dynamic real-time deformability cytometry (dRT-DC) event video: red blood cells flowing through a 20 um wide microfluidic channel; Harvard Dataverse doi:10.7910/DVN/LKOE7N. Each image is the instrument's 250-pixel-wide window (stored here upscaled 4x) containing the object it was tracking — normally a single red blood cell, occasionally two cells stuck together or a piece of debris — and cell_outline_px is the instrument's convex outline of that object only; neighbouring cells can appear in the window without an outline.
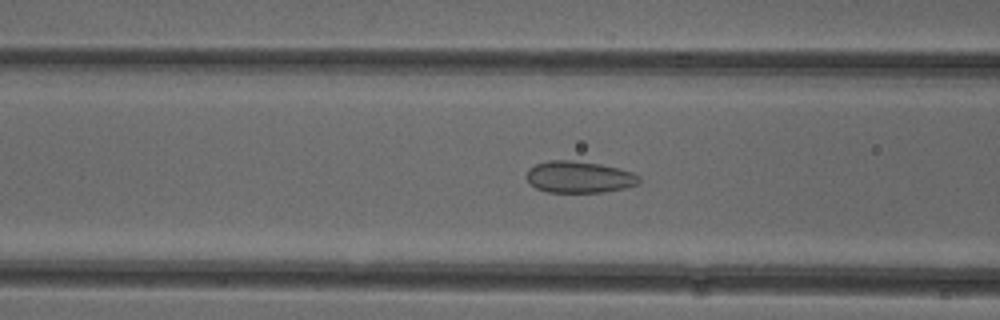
{"species": "common noctule bat (a hibernating species)", "species_latin": "Nyctalus noctula", "temperature_condition": "cold", "stored_images_in_passage": 52, "camera_frame_rate_fps": 3000, "um_per_image_px": 0.085, "animal": {"sex": "female"}, "frame": {"image": 1, "passage_image": 20, "time_ms": 6.333, "image_size_px": [1000, 320], "cell_outline_px": [[640, 180], [636, 184], [624, 188], [604, 192], [548, 192], [536, 188], [524, 176], [528, 168], [536, 164], [548, 160], [572, 160], [600, 164], [620, 168], [632, 172], [640, 176]], "centroid_in_image_um": [49.2, 15.04], "position_along_channel_um": 117.4, "area_um2": 20.87}}
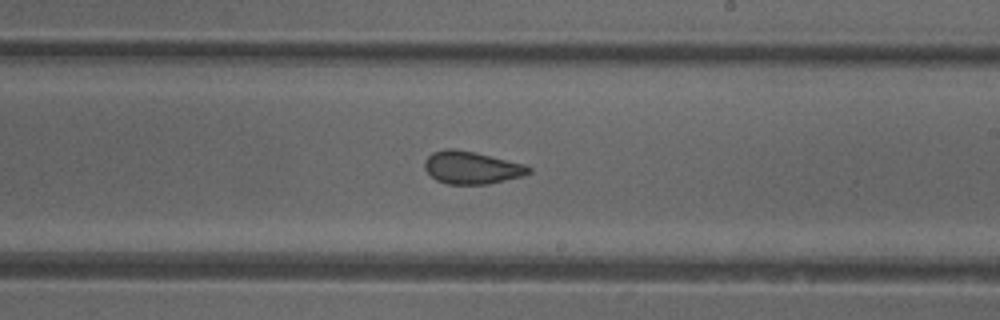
{"frame": {"image": 2, "passage_image": 30, "time_ms": 9.667, "image_size_px": [1000, 320], "cell_outline_px": [[532, 172], [524, 176], [488, 184], [448, 184], [436, 180], [424, 168], [424, 160], [432, 152], [448, 148], [456, 148], [476, 152], [524, 164], [532, 168]], "centroid_in_image_um": [40.1, 14.24], "position_along_channel_um": 248.9, "area_um2": 19.94}}
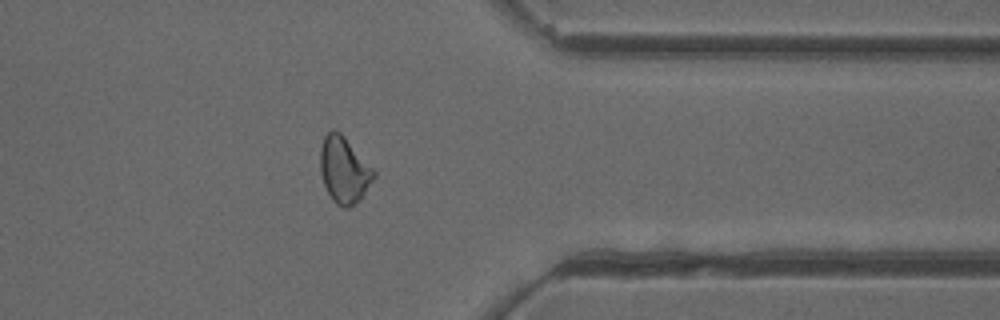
{"frame": {"image": 3, "passage_image": 41, "time_ms": 13.333, "image_size_px": [1000, 320], "cell_outline_px": [[376, 176], [360, 200], [356, 204], [348, 208], [344, 208], [336, 204], [332, 200], [324, 184], [320, 172], [320, 148], [324, 136], [332, 128], [340, 132], [344, 136], [376, 172]], "centroid_in_image_um": [29.24, 14.46], "position_along_channel_um": 382.2, "area_um2": 20.75}, "authors_computed_cell_mechanics": {"area_um2": 20.8947, "velocity_mm_per_s": 3.9393, "shape_relaxation_time_tau1_ms": null, "shape_relaxation_time_tau2_ms": 1.1805, "deformation_change_tau1": null, "deformation_change_tau2": 0.0782}}